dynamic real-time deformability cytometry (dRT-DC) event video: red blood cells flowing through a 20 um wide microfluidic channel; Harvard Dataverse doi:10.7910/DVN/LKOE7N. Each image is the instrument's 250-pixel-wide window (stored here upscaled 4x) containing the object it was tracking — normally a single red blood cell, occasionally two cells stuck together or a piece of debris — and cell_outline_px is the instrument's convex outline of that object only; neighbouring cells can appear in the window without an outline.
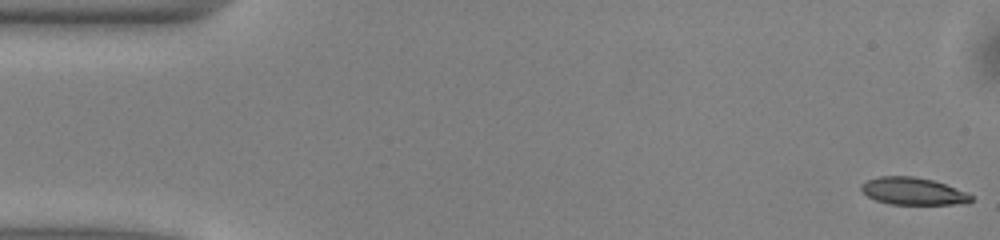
{"species": "common noctule bat (a hibernating species)", "species_latin": "Nyctalus noctula", "temperature_condition": "warm", "stored_images_in_passage": 11, "camera_frame_rate_fps": 3000, "um_per_image_px": 0.085, "animal": {"sex": "male", "body_mass_g": 13.0, "forearm_length_mm": 53.1}, "frame": {"image": 1, "passage_image": 1, "time_ms": 0.0, "image_size_px": [1000, 240], "cell_outline_px": [[972, 200], [968, 204], [888, 204], [876, 200], [868, 196], [860, 188], [860, 184], [868, 180], [880, 176], [912, 176], [932, 180], [944, 184], [964, 192], [972, 196]], "centroid_in_image_um": [77.59, 16.26], "position_along_channel_um": 7.4, "area_um2": 17.28}}